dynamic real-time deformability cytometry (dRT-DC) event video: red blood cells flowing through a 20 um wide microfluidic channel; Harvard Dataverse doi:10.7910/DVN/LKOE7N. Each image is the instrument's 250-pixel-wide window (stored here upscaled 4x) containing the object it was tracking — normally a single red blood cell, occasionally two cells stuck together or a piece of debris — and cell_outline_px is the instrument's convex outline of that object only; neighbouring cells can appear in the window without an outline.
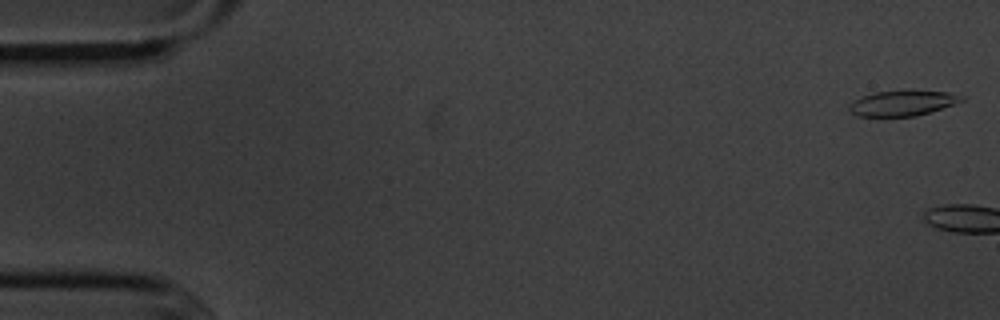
{"species": "common noctule bat (a hibernating species)", "species_latin": "Nyctalus noctula", "temperature_condition": "cold", "stored_images_in_passage": 4, "camera_frame_rate_fps": 3000, "um_per_image_px": 0.085, "animal": {"sex": "male", "body_mass_g": 20.1, "forearm_length_mm": 53.5}, "frame": {"image": 1, "passage_image": 1, "time_ms": 0.0, "image_size_px": [1000, 320], "cell_outline_px": [[964, 100], [916, 116], [856, 116], [848, 108], [848, 104], [872, 92], [948, 92], [964, 96]], "centroid_in_image_um": [76.67, 8.79], "position_along_channel_um": 8.3, "area_um2": 15.84}}